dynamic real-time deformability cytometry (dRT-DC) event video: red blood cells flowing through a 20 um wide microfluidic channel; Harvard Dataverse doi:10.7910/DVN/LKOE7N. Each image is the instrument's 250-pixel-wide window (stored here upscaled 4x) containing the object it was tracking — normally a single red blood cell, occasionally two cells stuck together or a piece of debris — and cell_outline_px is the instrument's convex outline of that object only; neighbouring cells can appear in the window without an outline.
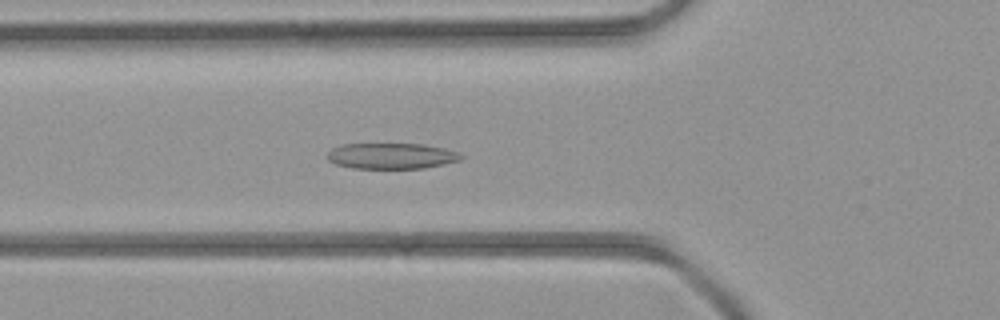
{"species": "common noctule bat (a hibernating species)", "species_latin": "Nyctalus noctula", "temperature_condition": "room temperature", "stored_images_in_passage": 44, "camera_frame_rate_fps": 3000, "um_per_image_px": 0.085, "animal": {"sex": "female", "body_mass_g": 21.9}, "frame": {"image": 1, "passage_image": 15, "time_ms": 4.667, "image_size_px": [1000, 320], "cell_outline_px": [[464, 156], [460, 160], [424, 168], [352, 168], [336, 164], [328, 160], [328, 152], [332, 148], [340, 144], [424, 144], [444, 148], [456, 152]], "centroid_in_image_um": [33.25, 13.25], "position_along_channel_um": 92.6, "area_um2": 20.0}}
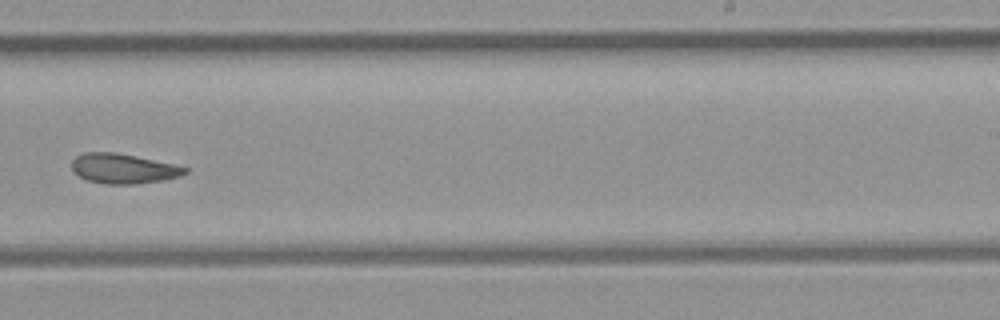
{"frame": {"image": 2, "passage_image": 27, "time_ms": 8.667, "image_size_px": [1000, 320], "cell_outline_px": [[188, 172], [180, 176], [164, 180], [136, 184], [104, 184], [88, 180], [72, 172], [72, 160], [76, 156], [84, 152], [116, 152], [136, 156], [172, 164], [188, 168]], "centroid_in_image_um": [10.46, 14.33], "position_along_channel_um": 278.5, "area_um2": 19.71}}
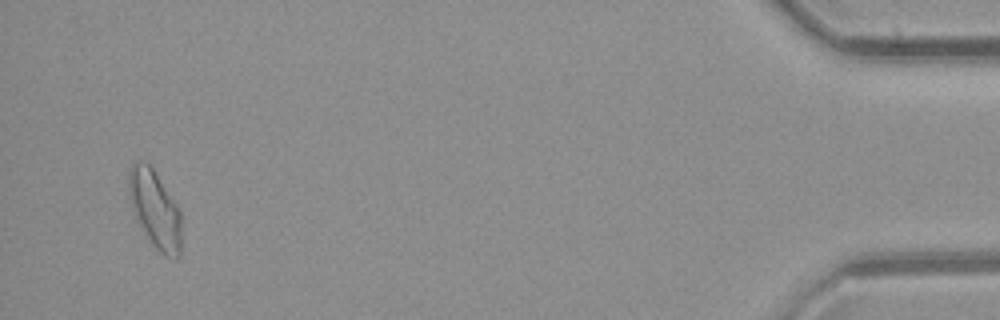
{"frame": {"image": 3, "passage_image": 42, "time_ms": 13.667, "image_size_px": [1000, 320], "cell_outline_px": [[180, 256], [176, 260], [164, 256], [152, 244], [140, 224], [132, 208], [128, 188], [128, 176], [132, 164], [148, 164], [152, 168], [176, 204], [180, 212]], "centroid_in_image_um": [13.19, 17.85], "position_along_channel_um": 422.0, "area_um2": 23.06}}